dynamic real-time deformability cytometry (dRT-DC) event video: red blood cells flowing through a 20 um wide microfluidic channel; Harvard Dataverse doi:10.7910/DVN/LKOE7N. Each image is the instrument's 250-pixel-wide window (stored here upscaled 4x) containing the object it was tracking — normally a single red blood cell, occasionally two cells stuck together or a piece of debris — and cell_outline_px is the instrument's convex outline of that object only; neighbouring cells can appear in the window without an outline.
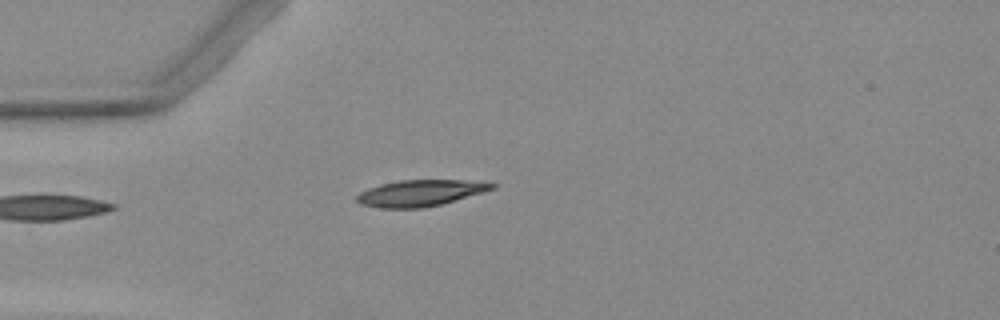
{"species": "Egyptian fruit bat (a non-hibernating species)", "species_latin": "Rousettus aegyptiacus", "temperature_condition": "warm", "stored_images_in_passage": 2, "camera_frame_rate_fps": 3000, "um_per_image_px": 0.085, "animal": {"sex": "female"}, "frame": {"image": 1, "passage_image": 2, "time_ms": 1.0, "image_size_px": [1000, 320], "cell_outline_px": [[496, 188], [440, 204], [420, 208], [380, 208], [360, 204], [356, 200], [356, 196], [360, 192], [368, 188], [380, 184], [400, 180], [488, 180], [496, 184]], "centroid_in_image_um": [35.75, 16.39], "position_along_channel_um": 49.3, "area_um2": 20.81}}